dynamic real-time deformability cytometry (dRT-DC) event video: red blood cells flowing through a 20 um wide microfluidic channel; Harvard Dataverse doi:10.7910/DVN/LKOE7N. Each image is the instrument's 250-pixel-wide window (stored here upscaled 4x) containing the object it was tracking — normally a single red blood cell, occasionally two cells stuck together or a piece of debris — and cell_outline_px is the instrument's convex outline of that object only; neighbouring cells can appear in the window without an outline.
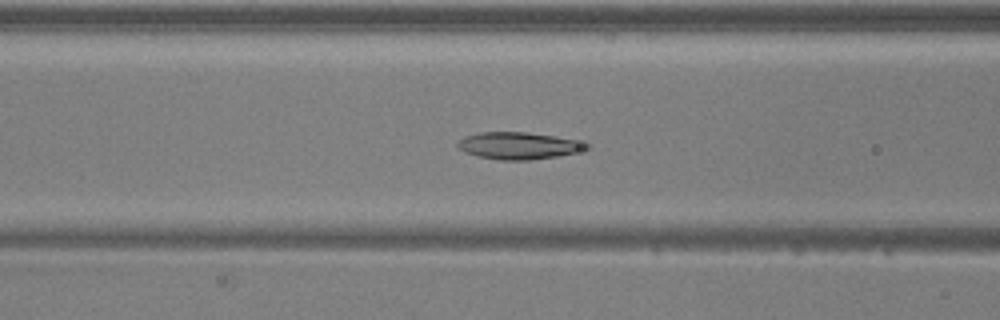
{"species": "common noctule bat (a hibernating species)", "species_latin": "Nyctalus noctula", "temperature_condition": "warm", "stored_images_in_passage": 51, "camera_frame_rate_fps": 3000, "um_per_image_px": 0.085, "animal": {"sex": "male", "body_mass_g": 20.5, "forearm_length_mm": 52.5}, "frame": {"image": 1, "passage_image": 21, "time_ms": 6.667, "image_size_px": [1000, 320], "cell_outline_px": [[592, 148], [556, 156], [528, 160], [500, 160], [476, 156], [464, 152], [456, 144], [464, 136], [480, 132], [524, 132], [556, 136], [592, 144]], "centroid_in_image_um": [44.08, 12.38], "position_along_channel_um": 122.5, "area_um2": 20.23}}
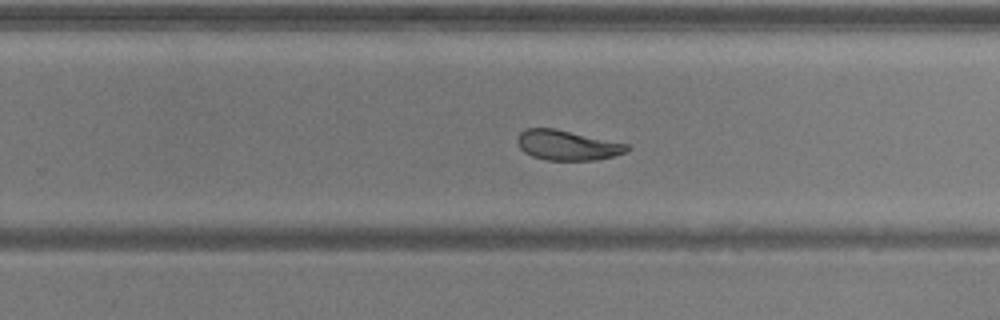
{"frame": {"image": 2, "passage_image": 33, "time_ms": 10.667, "image_size_px": [1000, 320], "cell_outline_px": [[632, 148], [624, 152], [612, 156], [596, 160], [548, 160], [532, 156], [524, 152], [520, 148], [516, 140], [520, 132], [524, 128], [556, 128], [628, 144]], "centroid_in_image_um": [48.19, 12.33], "position_along_channel_um": 281.6, "area_um2": 19.19}}
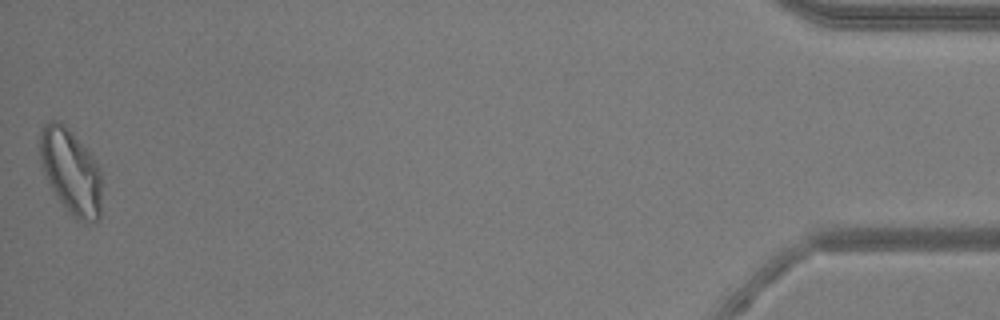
{"frame": {"image": 3, "passage_image": 51, "time_ms": 16.667, "image_size_px": [1000, 320], "cell_outline_px": [[100, 216], [96, 220], [88, 224], [84, 224], [76, 220], [56, 196], [44, 172], [40, 160], [40, 128], [48, 120], [60, 120], [64, 124], [96, 160], [100, 168]], "centroid_in_image_um": [6.01, 14.57], "position_along_channel_um": 429.2, "area_um2": 30.58}, "authors_computed_cell_mechanics": {"area_um2": 21.675, "velocity_mm_per_s": 3.9867, "shape_relaxation_time_tau1_ms": 4.786, "shape_relaxation_time_tau2_ms": 3.874, "deformation_change_tau1": 0.1319, "deformation_change_tau2": 0.089}}